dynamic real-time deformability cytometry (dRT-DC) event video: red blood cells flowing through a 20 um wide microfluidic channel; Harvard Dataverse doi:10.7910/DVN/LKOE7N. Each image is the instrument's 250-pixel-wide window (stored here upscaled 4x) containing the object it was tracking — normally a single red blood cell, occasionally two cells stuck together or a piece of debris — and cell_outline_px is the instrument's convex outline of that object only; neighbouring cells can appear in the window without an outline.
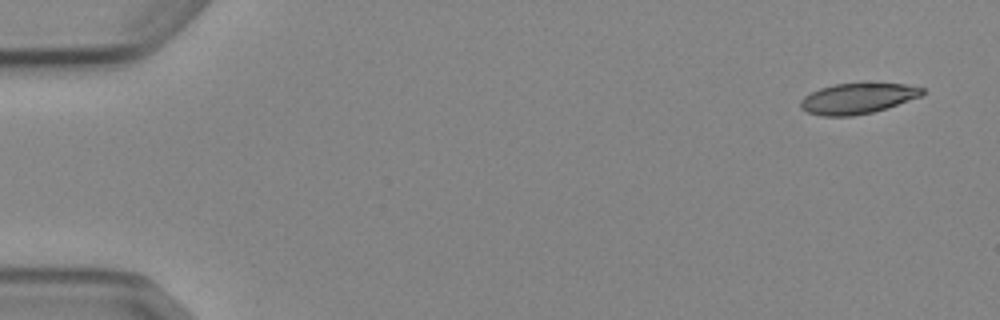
{"species": "Egyptian fruit bat (a non-hibernating species)", "species_latin": "Rousettus aegyptiacus", "temperature_condition": "cold", "stored_images_in_passage": 5, "camera_frame_rate_fps": 3000, "um_per_image_px": 0.085, "animal": {"sex": "female"}, "frame": {"image": 1, "passage_image": 1, "time_ms": 0.0, "image_size_px": [1000, 320], "cell_outline_px": [[924, 92], [920, 96], [872, 112], [852, 116], [820, 116], [808, 112], [800, 108], [800, 100], [804, 96], [820, 88], [836, 84], [864, 80], [904, 84], [924, 88]], "centroid_in_image_um": [72.87, 8.32], "position_along_channel_um": 12.1, "area_um2": 22.2}}
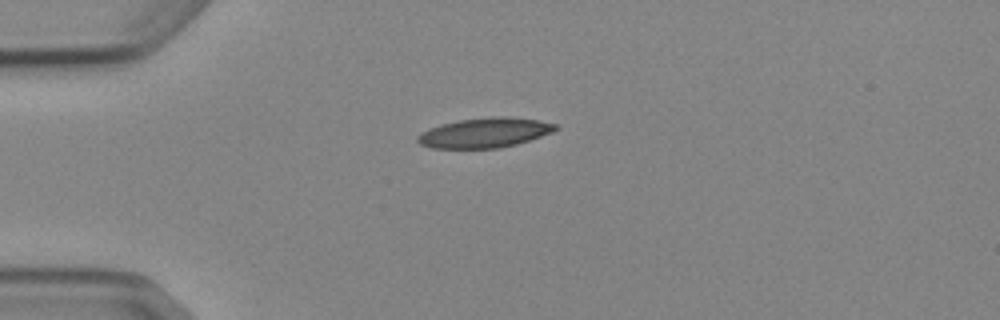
{"frame": {"image": 2, "passage_image": 4, "time_ms": 3.667, "image_size_px": [1000, 320], "cell_outline_px": [[560, 128], [552, 132], [516, 144], [500, 148], [432, 148], [420, 144], [416, 140], [416, 136], [428, 128], [440, 124], [460, 120], [492, 116], [508, 116], [540, 120], [556, 124]], "centroid_in_image_um": [41.19, 11.27], "position_along_channel_um": 43.8, "area_um2": 24.04}}